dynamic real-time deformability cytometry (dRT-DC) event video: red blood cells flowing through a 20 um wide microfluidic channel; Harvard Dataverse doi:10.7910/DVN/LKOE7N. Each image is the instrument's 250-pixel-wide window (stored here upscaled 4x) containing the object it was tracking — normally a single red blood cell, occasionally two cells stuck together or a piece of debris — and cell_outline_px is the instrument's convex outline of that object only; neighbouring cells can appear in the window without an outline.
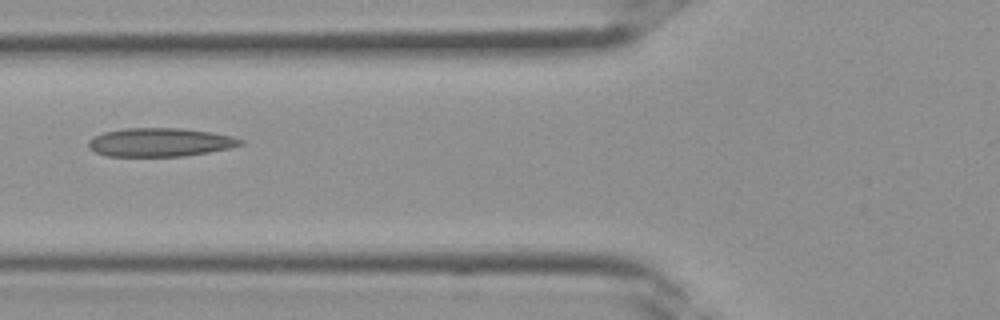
{"species": "Egyptian fruit bat (a non-hibernating species)", "species_latin": "Rousettus aegyptiacus", "temperature_condition": "room temperature", "stored_images_in_passage": 3, "camera_frame_rate_fps": 3000, "um_per_image_px": 0.085, "frame": {"image": 1, "passage_image": 3, "time_ms": 0.667, "image_size_px": [1000, 320], "cell_outline_px": [[244, 144], [232, 148], [184, 156], [104, 156], [88, 148], [88, 140], [92, 136], [104, 132], [124, 128], [180, 128], [212, 132], [232, 136], [244, 140]], "centroid_in_image_um": [13.6, 12.09], "position_along_channel_um": 112.2, "area_um2": 25.55}}